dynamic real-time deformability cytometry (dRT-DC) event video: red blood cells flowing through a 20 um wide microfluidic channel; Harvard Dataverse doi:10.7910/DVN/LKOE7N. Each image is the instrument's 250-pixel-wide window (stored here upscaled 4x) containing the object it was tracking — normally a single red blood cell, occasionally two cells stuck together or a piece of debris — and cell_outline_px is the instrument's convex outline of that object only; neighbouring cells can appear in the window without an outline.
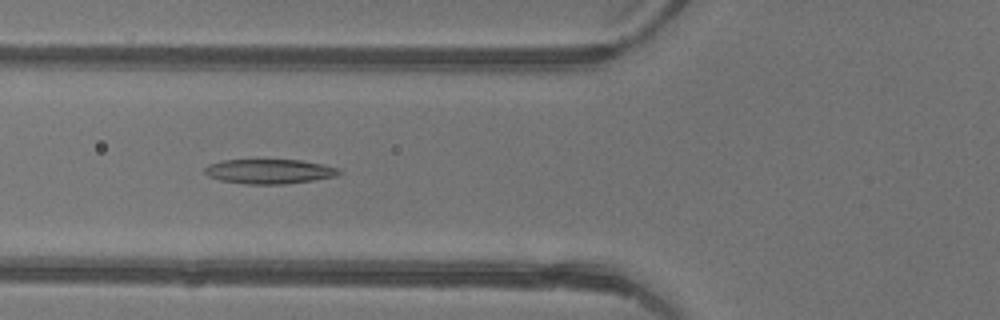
{"species": "common noctule bat (a hibernating species)", "species_latin": "Nyctalus noctula", "temperature_condition": "warm", "stored_images_in_passage": 3, "camera_frame_rate_fps": 3000, "um_per_image_px": 0.085, "animal": {"sex": "female"}, "frame": {"image": 1, "passage_image": 3, "time_ms": 0.667, "image_size_px": [1000, 320], "cell_outline_px": [[344, 172], [336, 176], [312, 180], [284, 184], [244, 184], [220, 180], [208, 176], [204, 172], [204, 168], [208, 164], [224, 160], [300, 160], [324, 164], [340, 168]], "centroid_in_image_um": [22.92, 14.57], "position_along_channel_um": 102.9, "area_um2": 19.36}}